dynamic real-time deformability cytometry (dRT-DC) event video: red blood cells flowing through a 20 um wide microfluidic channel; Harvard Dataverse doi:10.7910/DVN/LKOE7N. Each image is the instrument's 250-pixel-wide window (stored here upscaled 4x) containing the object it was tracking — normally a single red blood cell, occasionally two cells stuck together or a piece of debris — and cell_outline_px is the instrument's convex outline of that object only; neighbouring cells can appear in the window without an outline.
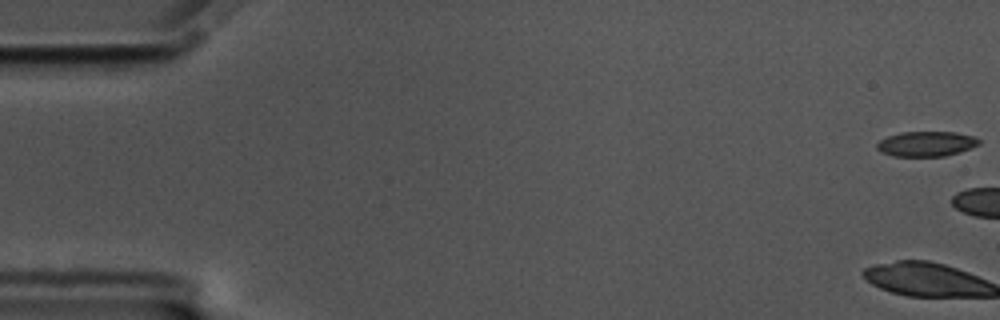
{"species": "common noctule bat (a hibernating species)", "species_latin": "Nyctalus noctula", "temperature_condition": "cold", "stored_images_in_passage": 18, "camera_frame_rate_fps": 3000, "um_per_image_px": 0.085, "animal": {"sex": "male", "body_mass_g": 17.5, "forearm_length_mm": 52.3}, "frame": {"image": 1, "passage_image": 1, "time_ms": 0.0, "image_size_px": [1000, 320], "cell_outline_px": [[980, 144], [960, 152], [944, 156], [892, 156], [880, 152], [876, 148], [876, 144], [880, 140], [888, 136], [900, 132], [956, 132], [976, 136], [980, 140]], "centroid_in_image_um": [78.74, 12.22], "position_along_channel_um": 6.3, "area_um2": 15.03}}